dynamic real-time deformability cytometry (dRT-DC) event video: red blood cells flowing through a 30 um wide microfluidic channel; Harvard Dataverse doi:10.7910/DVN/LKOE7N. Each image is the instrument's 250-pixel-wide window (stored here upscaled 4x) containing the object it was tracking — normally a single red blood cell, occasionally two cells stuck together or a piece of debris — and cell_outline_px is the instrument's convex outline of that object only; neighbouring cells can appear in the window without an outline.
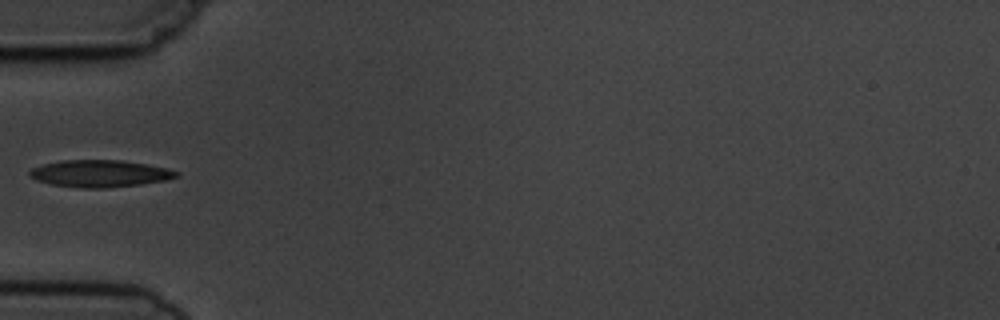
{"species": "common noctule bat (a hibernating species)", "species_latin": "Nyctalus noctula", "temperature_condition": "cold", "stored_images_in_passage": 4, "camera_frame_rate_fps": 3000, "um_per_image_px": 0.085, "animal": {"sex": "male", "body_mass_g": 19.5, "forearm_length_mm": 54.6}, "frame": {"image": 1, "passage_image": 3, "time_ms": 3.333, "image_size_px": [1000, 320], "cell_outline_px": [[180, 172], [176, 176], [164, 180], [140, 184], [104, 188], [80, 188], [52, 184], [36, 180], [28, 176], [28, 172], [32, 168], [44, 164], [64, 160], [120, 160], [144, 164], [164, 168]], "centroid_in_image_um": [8.42, 14.75], "position_along_channel_um": 76.6, "area_um2": 22.77}}
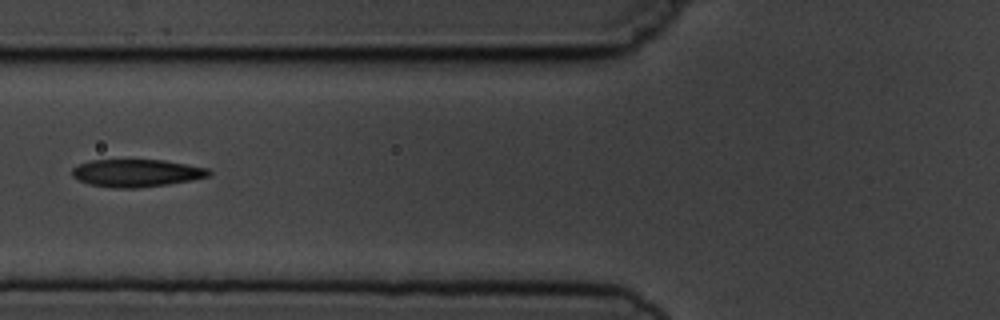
{"frame": {"image": 2, "passage_image": 4, "time_ms": 4.333, "image_size_px": [1000, 320], "cell_outline_px": [[212, 172], [208, 176], [168, 184], [136, 188], [112, 188], [88, 184], [72, 176], [72, 168], [80, 164], [92, 160], [164, 160], [208, 168]], "centroid_in_image_um": [11.58, 14.71], "position_along_channel_um": 114.2, "area_um2": 21.79}}